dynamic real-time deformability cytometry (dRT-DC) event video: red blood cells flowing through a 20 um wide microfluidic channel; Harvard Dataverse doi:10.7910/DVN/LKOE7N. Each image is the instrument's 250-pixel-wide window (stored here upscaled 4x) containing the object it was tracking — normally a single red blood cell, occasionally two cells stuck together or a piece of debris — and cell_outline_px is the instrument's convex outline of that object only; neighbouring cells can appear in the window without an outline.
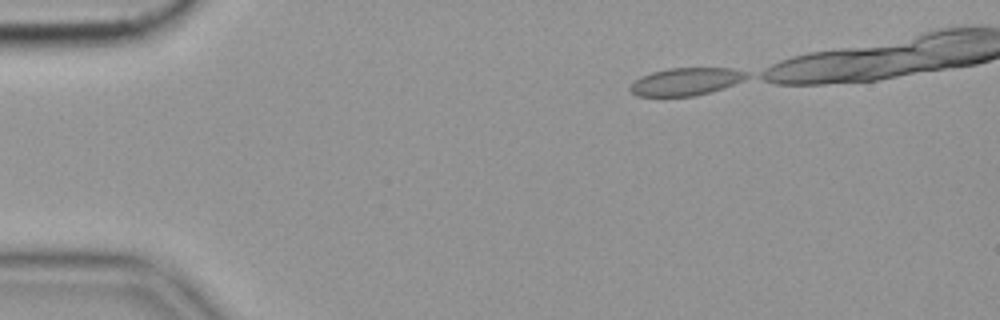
{"species": "common noctule bat (a hibernating species)", "species_latin": "Nyctalus noctula", "temperature_condition": "cold", "stored_images_in_passage": 17, "camera_frame_rate_fps": 3000, "um_per_image_px": 0.085, "animal": {"sex": "female", "body_mass_g": 19.9}, "frame": {"image": 1, "passage_image": 1, "time_ms": 0.0, "image_size_px": [1000, 320], "cell_outline_px": [[748, 76], [724, 88], [712, 92], [696, 96], [636, 96], [628, 88], [640, 76], [652, 72], [668, 68], [732, 68], [748, 72]], "centroid_in_image_um": [58.28, 6.94], "position_along_channel_um": 26.7, "area_um2": 18.67}}
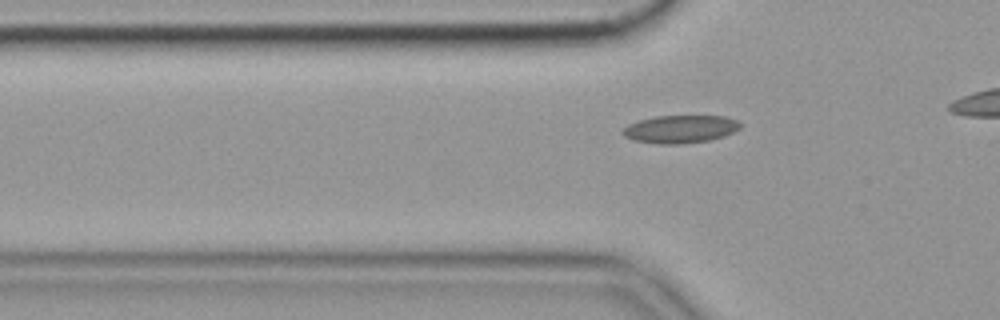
{"frame": {"image": 2, "passage_image": 10, "time_ms": 3.0, "image_size_px": [1000, 320], "cell_outline_px": [[740, 128], [724, 136], [708, 140], [676, 144], [660, 144], [632, 140], [624, 136], [620, 132], [628, 124], [636, 120], [656, 116], [724, 116], [736, 120], [740, 124]], "centroid_in_image_um": [57.76, 10.97], "position_along_channel_um": 68.0, "area_um2": 19.02}}